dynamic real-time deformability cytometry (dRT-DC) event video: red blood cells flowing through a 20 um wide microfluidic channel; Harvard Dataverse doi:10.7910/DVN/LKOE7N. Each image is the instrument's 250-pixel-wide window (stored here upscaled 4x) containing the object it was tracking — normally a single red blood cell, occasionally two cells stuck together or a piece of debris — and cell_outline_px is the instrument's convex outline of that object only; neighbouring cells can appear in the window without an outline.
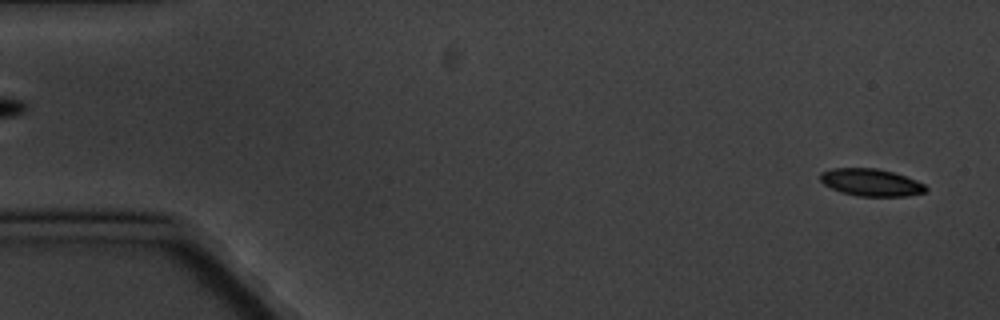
{"species": "common noctule bat (a hibernating species)", "species_latin": "Nyctalus noctula", "temperature_condition": "cold", "stored_images_in_passage": 5, "camera_frame_rate_fps": 3000, "um_per_image_px": 0.085, "animal": {"sex": "male", "body_mass_g": 20.1, "forearm_length_mm": 53.5}, "frame": {"image": 1, "passage_image": 1, "time_ms": 0.0, "image_size_px": [1000, 320], "cell_outline_px": [[928, 188], [924, 192], [908, 196], [856, 196], [840, 192], [824, 184], [820, 180], [820, 172], [832, 168], [876, 168], [892, 172], [916, 180], [924, 184]], "centroid_in_image_um": [74.01, 15.51], "position_along_channel_um": 11.0, "area_um2": 16.76}}
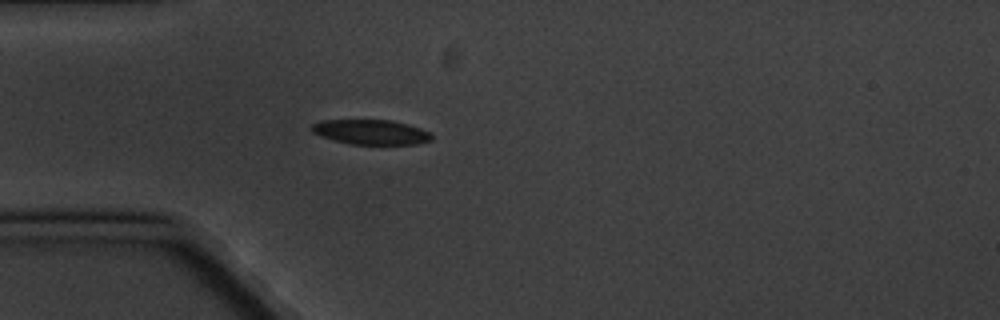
{"frame": {"image": 2, "passage_image": 5, "time_ms": 4.667, "image_size_px": [1000, 320], "cell_outline_px": [[432, 140], [416, 144], [348, 144], [320, 136], [312, 132], [312, 124], [324, 120], [392, 120], [408, 124], [420, 128], [428, 132], [432, 136]], "centroid_in_image_um": [31.53, 11.22], "position_along_channel_um": 53.5, "area_um2": 17.28}}